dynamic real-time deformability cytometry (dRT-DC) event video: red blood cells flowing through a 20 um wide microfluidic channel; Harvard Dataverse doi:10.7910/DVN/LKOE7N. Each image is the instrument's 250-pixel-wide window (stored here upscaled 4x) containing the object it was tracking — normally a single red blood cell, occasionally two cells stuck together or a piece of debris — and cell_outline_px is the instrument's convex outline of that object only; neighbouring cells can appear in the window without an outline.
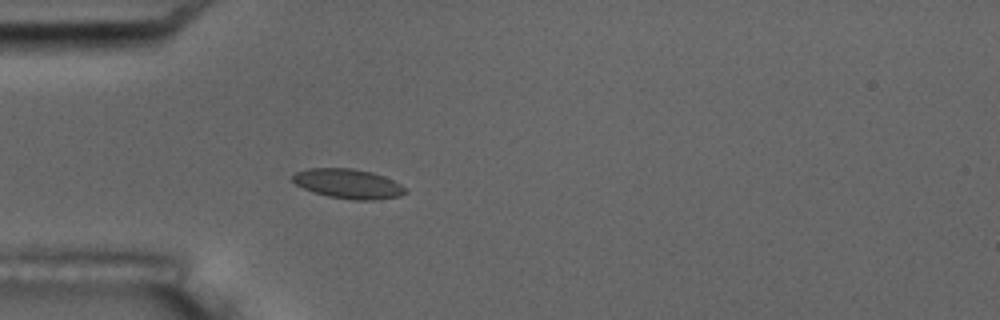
{"species": "common noctule bat (a hibernating species)", "species_latin": "Nyctalus noctula", "temperature_condition": "room temperature", "stored_images_in_passage": 5, "camera_frame_rate_fps": 3000, "um_per_image_px": 0.085, "animal": {"sex": "male", "body_mass_g": 17.5, "forearm_length_mm": 52.3}, "frame": {"image": 1, "passage_image": 5, "time_ms": 4.667, "image_size_px": [1000, 320], "cell_outline_px": [[408, 192], [400, 196], [376, 200], [352, 200], [328, 196], [312, 192], [296, 184], [292, 180], [292, 176], [296, 172], [308, 168], [352, 168], [372, 172], [384, 176], [400, 184]], "centroid_in_image_um": [29.59, 15.62], "position_along_channel_um": 55.4, "area_um2": 19.48}}